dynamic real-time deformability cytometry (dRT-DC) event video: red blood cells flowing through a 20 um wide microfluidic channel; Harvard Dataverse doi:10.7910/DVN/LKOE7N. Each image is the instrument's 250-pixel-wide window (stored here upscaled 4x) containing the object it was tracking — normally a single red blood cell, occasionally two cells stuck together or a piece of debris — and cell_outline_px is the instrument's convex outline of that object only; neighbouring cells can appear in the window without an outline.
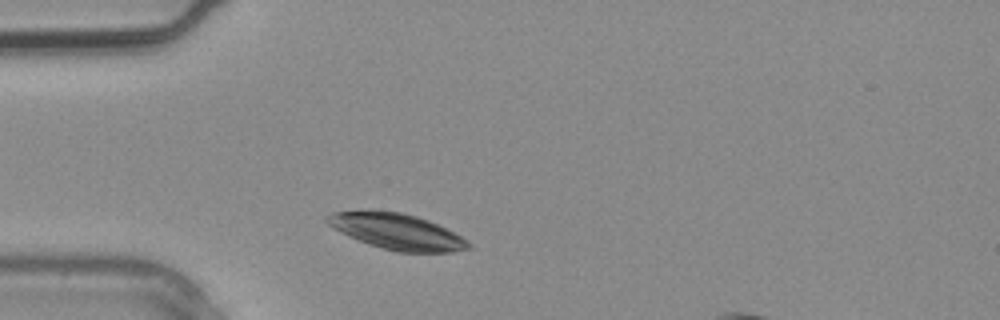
{"species": "common noctule bat (a hibernating species)", "species_latin": "Nyctalus noctula", "temperature_condition": "warm", "stored_images_in_passage": 1, "camera_frame_rate_fps": 3000, "um_per_image_px": 0.085, "animal": {"sex": "male", "body_mass_g": 20.4}, "frame": {"image": 1, "passage_image": 1, "time_ms": 0.0, "image_size_px": [1000, 320], "cell_outline_px": [[472, 248], [452, 252], [396, 252], [380, 248], [368, 244], [348, 236], [340, 232], [328, 224], [324, 220], [324, 216], [332, 212], [400, 212], [416, 216], [428, 220], [468, 240], [472, 244]], "centroid_in_image_um": [33.74, 19.71], "position_along_channel_um": 51.3, "area_um2": 29.07}}